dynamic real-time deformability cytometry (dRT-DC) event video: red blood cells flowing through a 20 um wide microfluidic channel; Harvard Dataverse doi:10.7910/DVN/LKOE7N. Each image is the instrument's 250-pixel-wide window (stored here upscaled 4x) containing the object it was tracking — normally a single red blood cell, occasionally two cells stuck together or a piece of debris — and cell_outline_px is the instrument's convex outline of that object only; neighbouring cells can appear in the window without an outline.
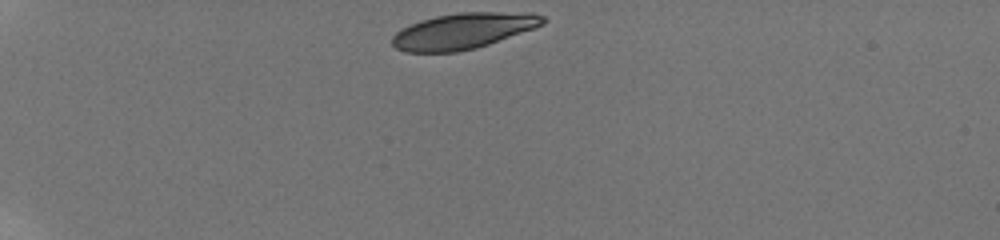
{"species": "human", "species_latin": "Homo sapiens", "temperature_condition": "room temperature", "stored_images_in_passage": 29, "camera_frame_rate_fps": 3000, "um_per_image_px": 0.085, "donor": {"sex": "male"}, "frame": {"image": 1, "passage_image": 1, "time_ms": 0.0, "image_size_px": [1000, 240], "cell_outline_px": [[548, 20], [544, 24], [536, 28], [476, 48], [456, 52], [404, 52], [396, 48], [392, 44], [392, 36], [396, 32], [420, 20], [436, 16], [460, 12], [532, 12], [544, 16]], "centroid_in_image_um": [39.43, 2.62], "position_along_channel_um": 45.6, "area_um2": 31.62}}
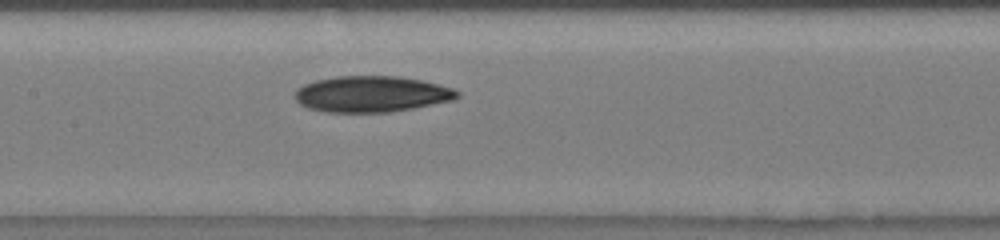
{"frame": {"image": 2, "passage_image": 16, "time_ms": 5.0, "image_size_px": [1000, 240], "cell_outline_px": [[460, 96], [452, 100], [412, 108], [388, 112], [324, 112], [308, 108], [300, 104], [292, 96], [292, 92], [296, 88], [304, 84], [316, 80], [336, 76], [400, 76], [420, 80], [452, 88], [460, 92]], "centroid_in_image_um": [31.51, 7.99], "position_along_channel_um": 175.9, "area_um2": 34.22}}
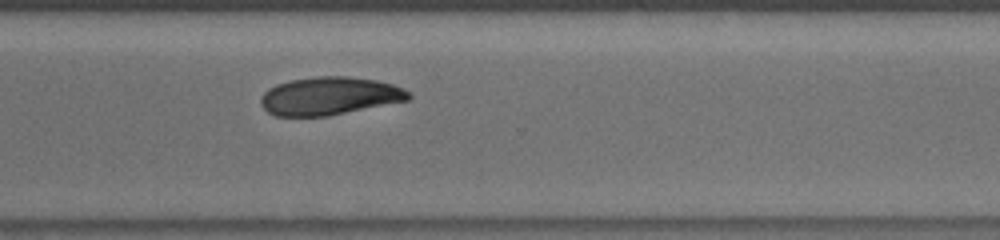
{"frame": {"image": 3, "passage_image": 29, "time_ms": 9.333, "image_size_px": [1000, 240], "cell_outline_px": [[412, 96], [408, 100], [328, 116], [276, 116], [268, 112], [260, 104], [260, 100], [264, 92], [268, 88], [276, 84], [292, 80], [320, 76], [348, 76], [376, 80], [392, 84], [404, 88]], "centroid_in_image_um": [28.0, 8.16], "position_along_channel_um": 342.6, "area_um2": 32.66}}